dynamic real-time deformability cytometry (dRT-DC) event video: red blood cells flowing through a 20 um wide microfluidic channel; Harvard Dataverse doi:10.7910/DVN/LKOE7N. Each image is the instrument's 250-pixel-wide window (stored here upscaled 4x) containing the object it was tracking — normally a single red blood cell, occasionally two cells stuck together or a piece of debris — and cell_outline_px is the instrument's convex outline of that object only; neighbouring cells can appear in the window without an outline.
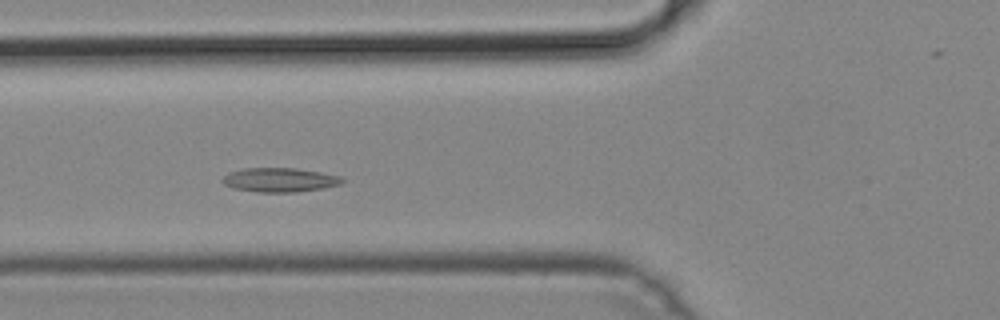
{"species": "common noctule bat (a hibernating species)", "species_latin": "Nyctalus noctula", "temperature_condition": "cold", "stored_images_in_passage": 29, "camera_frame_rate_fps": 3000, "um_per_image_px": 0.085, "animal": {"sex": "male", "body_mass_g": 19.2, "forearm_length_mm": 51.8}, "frame": {"image": 1, "passage_image": 7, "time_ms": 2.0, "image_size_px": [1000, 320], "cell_outline_px": [[348, 180], [340, 184], [320, 188], [296, 192], [256, 192], [232, 188], [224, 184], [220, 180], [228, 172], [244, 168], [296, 168], [320, 172], [340, 176]], "centroid_in_image_um": [23.75, 15.29], "position_along_channel_um": 102.1, "area_um2": 16.94}}
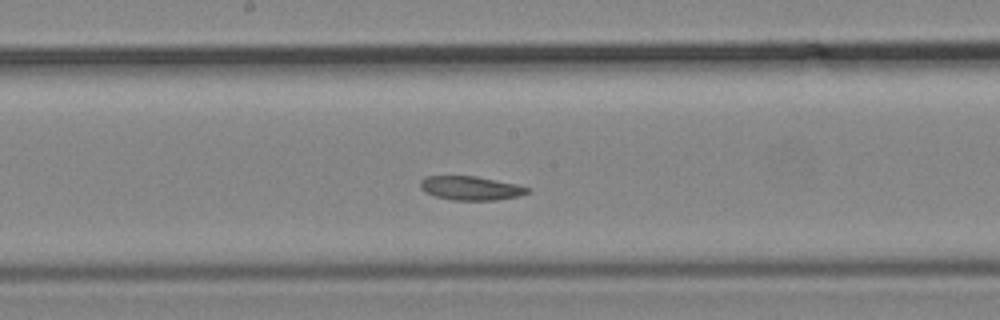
{"frame": {"image": 2, "passage_image": 15, "time_ms": 4.667, "image_size_px": [1000, 320], "cell_outline_px": [[532, 188], [528, 192], [520, 196], [492, 200], [452, 200], [436, 196], [424, 192], [420, 188], [420, 180], [424, 176], [476, 176], [516, 184]], "centroid_in_image_um": [39.99, 15.99], "position_along_channel_um": 208.2, "area_um2": 14.97}}
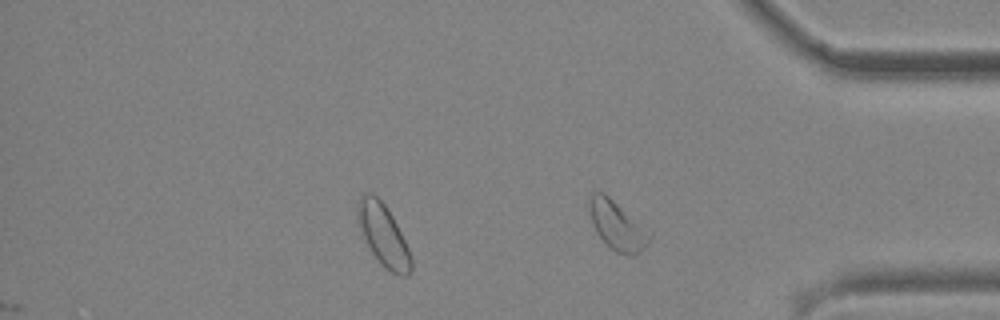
{"frame": {"image": 3, "passage_image": 29, "time_ms": 9.333, "image_size_px": [1000, 320], "cell_outline_px": [[652, 236], [632, 256], [616, 252], [596, 232], [592, 220], [588, 200], [588, 196], [592, 192], [604, 192], [652, 232]], "centroid_in_image_um": [52.44, 19.11], "position_along_channel_um": 382.8, "area_um2": 16.7}}